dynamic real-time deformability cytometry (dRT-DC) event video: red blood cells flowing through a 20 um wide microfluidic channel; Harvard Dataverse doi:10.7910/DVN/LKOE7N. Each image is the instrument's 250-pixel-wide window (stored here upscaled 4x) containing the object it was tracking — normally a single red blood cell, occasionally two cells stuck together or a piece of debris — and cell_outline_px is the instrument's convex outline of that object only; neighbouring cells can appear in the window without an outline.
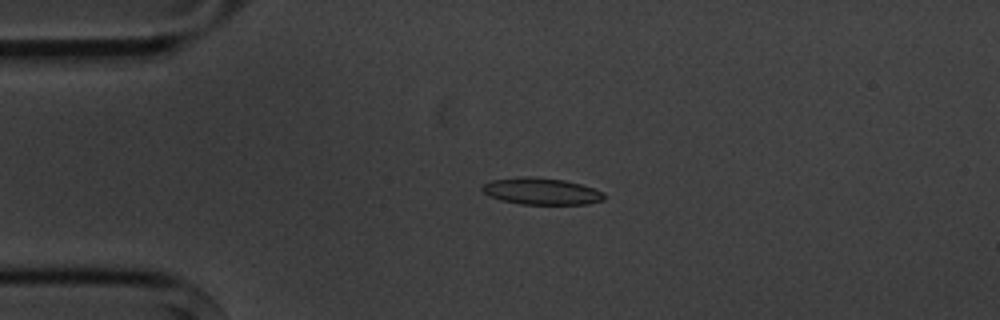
{"species": "common noctule bat (a hibernating species)", "species_latin": "Nyctalus noctula", "temperature_condition": "cold", "stored_images_in_passage": 4, "camera_frame_rate_fps": 3000, "um_per_image_px": 0.085, "animal": {"sex": "male", "body_mass_g": 20.1, "forearm_length_mm": 53.5}, "frame": {"image": 1, "passage_image": 3, "time_ms": 3.333, "image_size_px": [1000, 320], "cell_outline_px": [[604, 200], [588, 204], [520, 204], [500, 200], [488, 196], [480, 188], [484, 184], [492, 180], [524, 176], [536, 176], [564, 180], [580, 184], [604, 192]], "centroid_in_image_um": [46.0, 16.25], "position_along_channel_um": 39.0, "area_um2": 19.07}}